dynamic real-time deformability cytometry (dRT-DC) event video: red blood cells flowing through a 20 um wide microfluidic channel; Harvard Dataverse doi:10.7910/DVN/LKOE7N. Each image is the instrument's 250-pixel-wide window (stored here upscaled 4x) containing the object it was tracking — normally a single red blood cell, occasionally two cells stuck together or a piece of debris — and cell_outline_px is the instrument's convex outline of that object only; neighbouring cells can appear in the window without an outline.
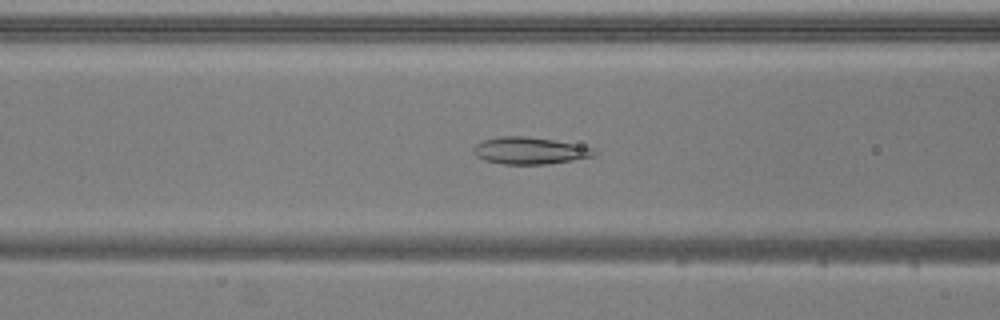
{"species": "common noctule bat (a hibernating species)", "species_latin": "Nyctalus noctula", "temperature_condition": "warm", "stored_images_in_passage": 53, "camera_frame_rate_fps": 3000, "um_per_image_px": 0.085, "animal": {"sex": "male", "body_mass_g": 20.5, "forearm_length_mm": 52.5}, "frame": {"image": 1, "passage_image": 21, "time_ms": 6.667, "image_size_px": [1000, 320], "cell_outline_px": [[596, 156], [572, 160], [544, 164], [504, 164], [484, 160], [476, 156], [472, 152], [472, 148], [476, 144], [484, 140], [500, 136], [524, 136], [552, 140], [592, 148], [596, 152]], "centroid_in_image_um": [44.97, 12.81], "position_along_channel_um": 121.6, "area_um2": 18.73}}
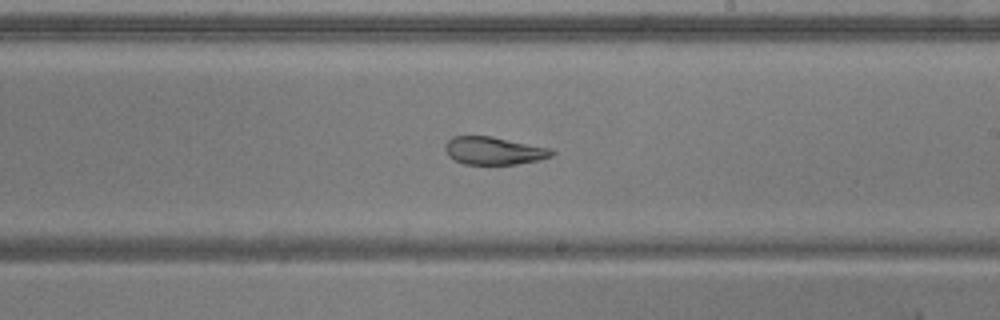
{"frame": {"image": 2, "passage_image": 31, "time_ms": 10.0, "image_size_px": [1000, 320], "cell_outline_px": [[556, 152], [552, 156], [540, 160], [516, 164], [464, 164], [448, 156], [444, 148], [444, 144], [452, 136], [492, 136], [552, 148]], "centroid_in_image_um": [42.0, 12.8], "position_along_channel_um": 247.0, "area_um2": 17.46}}
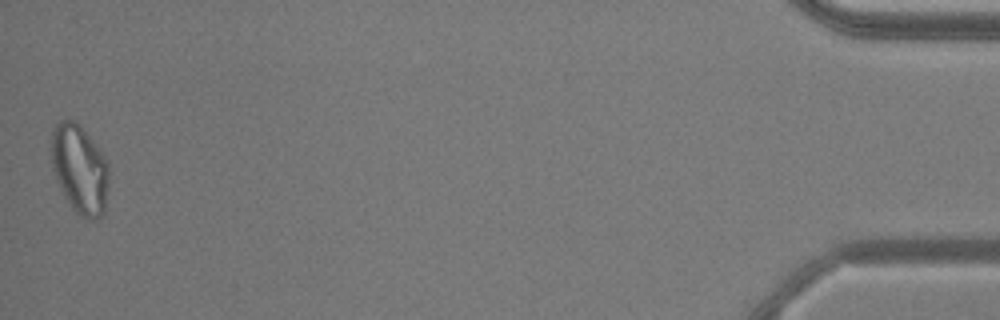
{"frame": {"image": 3, "passage_image": 53, "time_ms": 17.333, "image_size_px": [1000, 320], "cell_outline_px": [[108, 180], [104, 216], [96, 220], [88, 220], [80, 216], [72, 208], [64, 196], [56, 180], [52, 168], [52, 128], [60, 120], [72, 120], [80, 124], [100, 148], [108, 160]], "centroid_in_image_um": [6.79, 14.39], "position_along_channel_um": 428.4, "area_um2": 30.29}, "authors_computed_cell_mechanics": {"area_um2": 23.2356, "velocity_mm_per_s": 3.76, "shape_relaxation_time_tau1_ms": null, "shape_relaxation_time_tau2_ms": 1.3416, "deformation_change_tau1": null, "deformation_change_tau2": 0.0632}}